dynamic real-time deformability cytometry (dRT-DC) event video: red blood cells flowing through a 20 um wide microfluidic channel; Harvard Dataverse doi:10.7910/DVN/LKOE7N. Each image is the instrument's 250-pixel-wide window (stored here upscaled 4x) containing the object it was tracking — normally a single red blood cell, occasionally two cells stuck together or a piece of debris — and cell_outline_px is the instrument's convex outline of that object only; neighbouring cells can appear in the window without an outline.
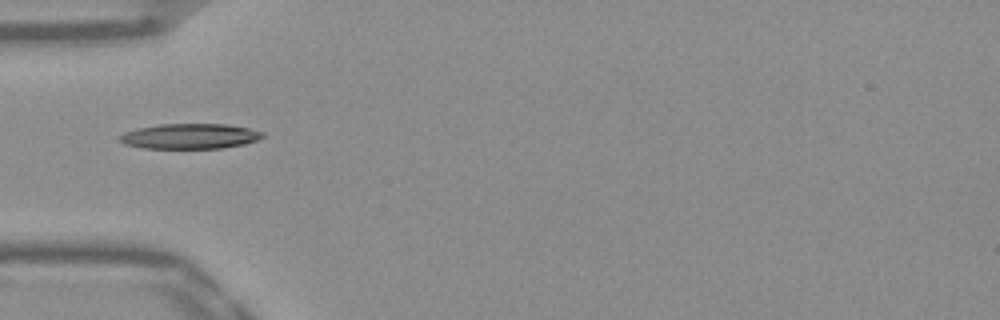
{"species": "Egyptian fruit bat (a non-hibernating species)", "species_latin": "Rousettus aegyptiacus", "temperature_condition": "warm", "stored_images_in_passage": 12, "camera_frame_rate_fps": 3000, "um_per_image_px": 0.085, "frame": {"image": 1, "passage_image": 1, "time_ms": 0.0, "image_size_px": [1000, 320], "cell_outline_px": [[264, 136], [256, 140], [244, 144], [224, 148], [144, 148], [124, 144], [120, 140], [120, 136], [124, 132], [140, 128], [160, 124], [224, 124], [248, 128], [264, 132]], "centroid_in_image_um": [16.16, 11.58], "position_along_channel_um": 68.8, "area_um2": 20.81}}
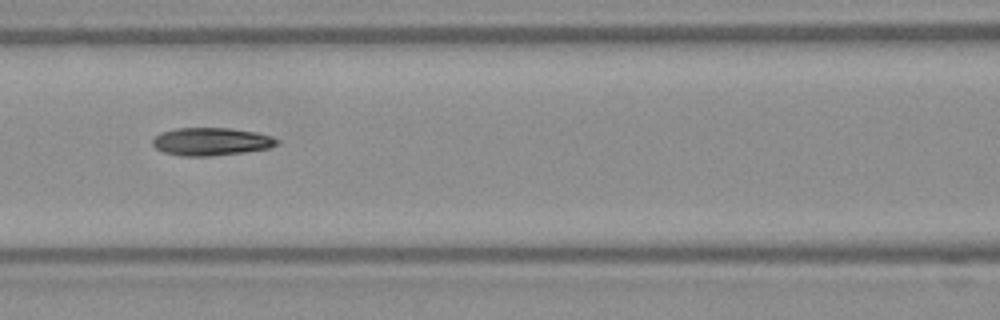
{"frame": {"image": 2, "passage_image": 7, "time_ms": 2.0, "image_size_px": [1000, 320], "cell_outline_px": [[280, 140], [276, 144], [268, 148], [244, 152], [208, 156], [180, 156], [164, 152], [156, 148], [152, 144], [152, 140], [160, 132], [176, 128], [228, 128], [256, 132], [272, 136]], "centroid_in_image_um": [17.93, 12.03], "position_along_channel_um": 148.7, "area_um2": 20.11}}
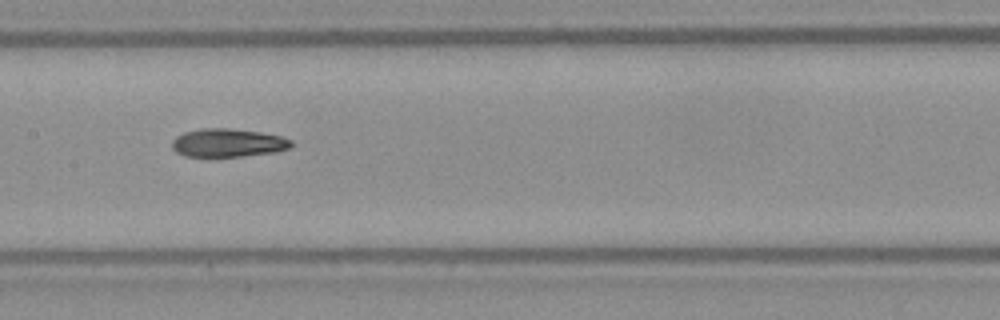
{"frame": {"image": 3, "passage_image": 10, "time_ms": 3.0, "image_size_px": [1000, 320], "cell_outline_px": [[292, 144], [288, 148], [280, 152], [240, 156], [184, 156], [176, 152], [172, 148], [172, 140], [176, 136], [184, 132], [204, 128], [228, 128], [260, 132], [280, 136], [292, 140]], "centroid_in_image_um": [19.37, 12.14], "position_along_channel_um": 188.0, "area_um2": 19.65}}